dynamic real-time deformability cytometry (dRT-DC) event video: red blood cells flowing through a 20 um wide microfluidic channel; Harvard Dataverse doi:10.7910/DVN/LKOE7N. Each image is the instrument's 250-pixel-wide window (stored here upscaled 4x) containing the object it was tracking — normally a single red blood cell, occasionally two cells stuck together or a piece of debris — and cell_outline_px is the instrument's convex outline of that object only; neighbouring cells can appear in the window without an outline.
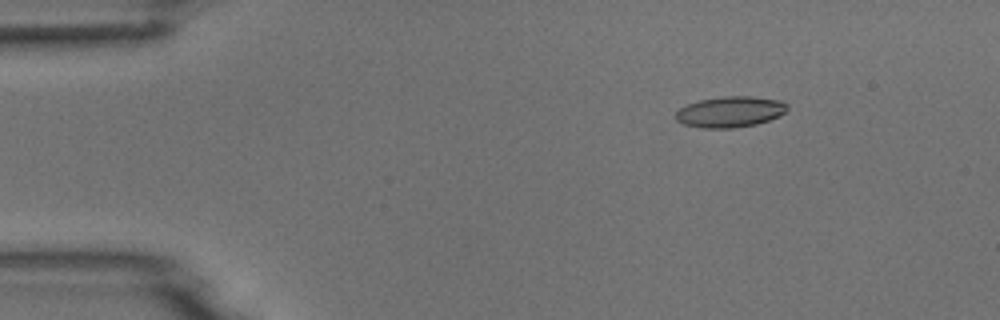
{"species": "common noctule bat (a hibernating species)", "species_latin": "Nyctalus noctula", "temperature_condition": "room temperature", "stored_images_in_passage": 15, "camera_frame_rate_fps": 3000, "um_per_image_px": 0.085, "animal": {"sex": "male", "body_mass_g": 18.8}, "frame": {"image": 1, "passage_image": 3, "time_ms": 2.333, "image_size_px": [1000, 320], "cell_outline_px": [[788, 108], [784, 112], [768, 120], [756, 124], [732, 128], [704, 128], [684, 124], [676, 120], [676, 112], [680, 108], [688, 104], [700, 100], [724, 96], [752, 96], [780, 100], [788, 104]], "centroid_in_image_um": [62.06, 9.5], "position_along_channel_um": 22.9, "area_um2": 19.88}}
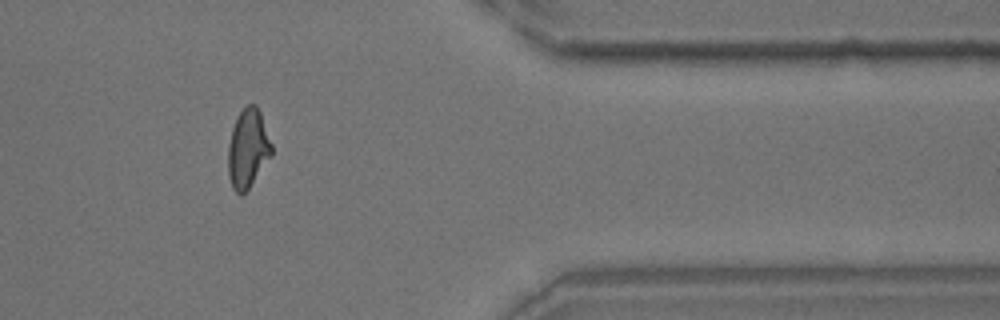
{"frame": {"image": 2, "passage_image": 13, "time_ms": 14.667, "image_size_px": [1000, 320], "cell_outline_px": [[272, 156], [248, 188], [240, 196], [232, 188], [228, 176], [228, 144], [232, 128], [236, 116], [248, 104], [256, 104], [260, 112], [272, 144]], "centroid_in_image_um": [21.06, 12.63], "position_along_channel_um": 390.3, "area_um2": 20.06}}
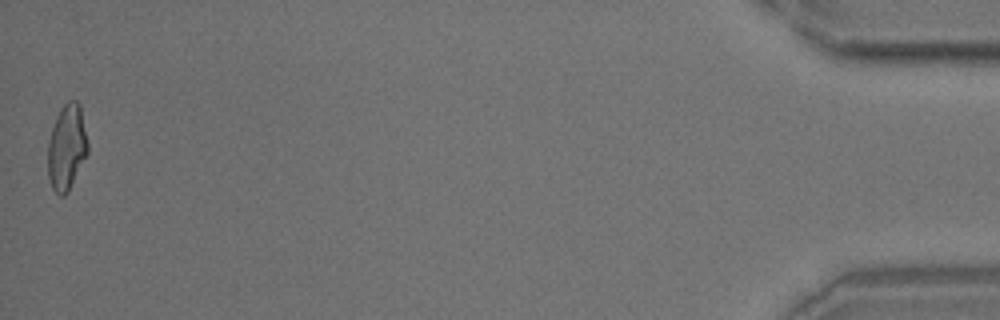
{"frame": {"image": 3, "passage_image": 15, "time_ms": 17.667, "image_size_px": [1000, 320], "cell_outline_px": [[88, 152], [68, 192], [64, 196], [60, 196], [52, 188], [48, 176], [48, 140], [56, 116], [60, 108], [68, 100], [76, 100], [80, 104], [88, 144]], "centroid_in_image_um": [5.67, 12.51], "position_along_channel_um": 429.5, "area_um2": 19.94}}